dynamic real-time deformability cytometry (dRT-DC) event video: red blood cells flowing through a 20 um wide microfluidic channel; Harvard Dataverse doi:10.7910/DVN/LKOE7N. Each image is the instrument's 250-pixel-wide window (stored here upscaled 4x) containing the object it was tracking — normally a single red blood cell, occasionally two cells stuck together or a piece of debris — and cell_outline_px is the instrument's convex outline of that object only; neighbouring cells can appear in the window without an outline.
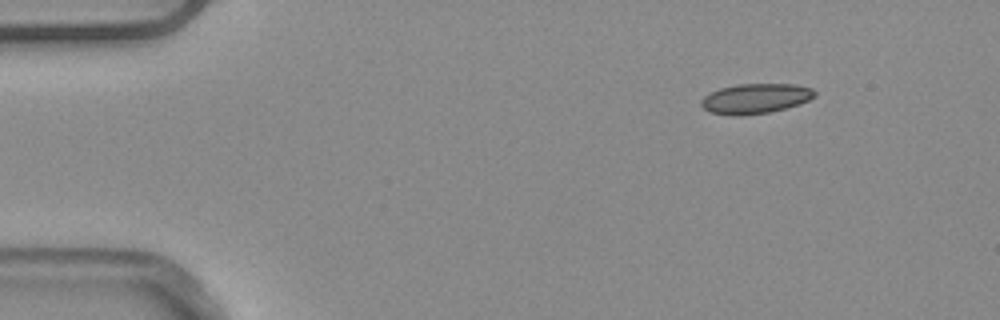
{"species": "common noctule bat (a hibernating species)", "species_latin": "Nyctalus noctula", "temperature_condition": "warm", "stored_images_in_passage": 6, "camera_frame_rate_fps": 3000, "um_per_image_px": 0.085, "animal": {"sex": "male", "body_mass_g": 20.4}, "frame": {"image": 1, "passage_image": 1, "time_ms": 0.0, "image_size_px": [1000, 320], "cell_outline_px": [[816, 96], [808, 100], [784, 108], [768, 112], [740, 116], [732, 116], [708, 112], [700, 104], [700, 100], [704, 96], [720, 88], [736, 84], [796, 84], [812, 88], [816, 92]], "centroid_in_image_um": [64.18, 8.37], "position_along_channel_um": 20.8, "area_um2": 19.83}}
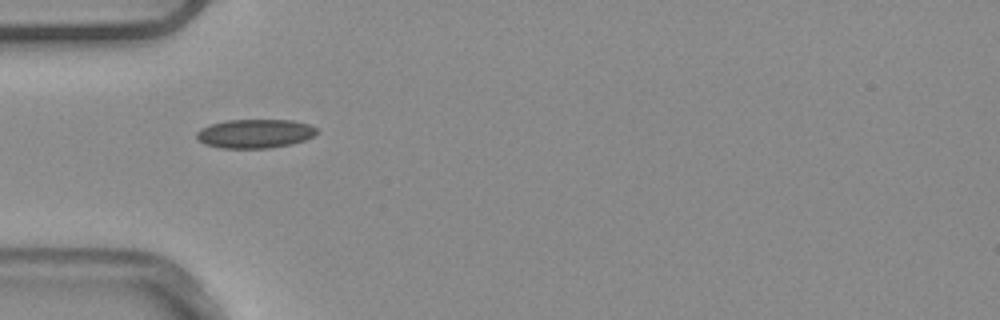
{"frame": {"image": 2, "passage_image": 4, "time_ms": 1.0, "image_size_px": [1000, 320], "cell_outline_px": [[316, 132], [312, 136], [304, 140], [292, 144], [272, 148], [220, 148], [204, 144], [196, 140], [196, 132], [200, 128], [212, 124], [228, 120], [292, 120], [308, 124], [316, 128]], "centroid_in_image_um": [21.62, 11.36], "position_along_channel_um": 63.4, "area_um2": 20.29}}
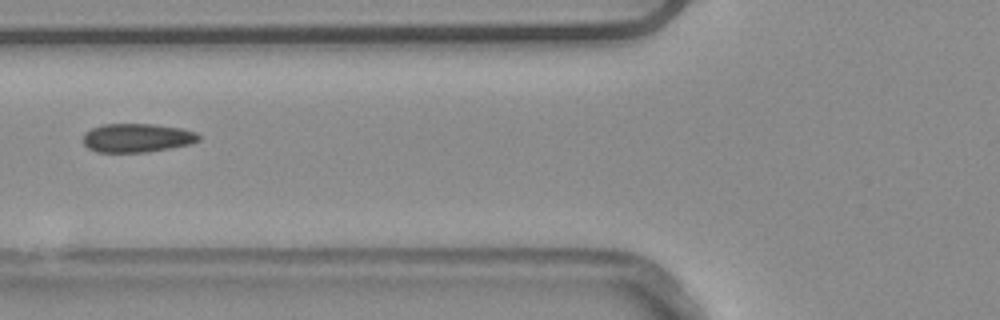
{"frame": {"image": 3, "passage_image": 5, "time_ms": 1.333, "image_size_px": [1000, 320], "cell_outline_px": [[200, 140], [192, 144], [148, 152], [96, 152], [88, 148], [84, 144], [84, 132], [92, 128], [104, 124], [152, 124], [180, 128], [196, 132], [200, 136]], "centroid_in_image_um": [11.66, 11.72], "position_along_channel_um": 114.1, "area_um2": 19.42}}